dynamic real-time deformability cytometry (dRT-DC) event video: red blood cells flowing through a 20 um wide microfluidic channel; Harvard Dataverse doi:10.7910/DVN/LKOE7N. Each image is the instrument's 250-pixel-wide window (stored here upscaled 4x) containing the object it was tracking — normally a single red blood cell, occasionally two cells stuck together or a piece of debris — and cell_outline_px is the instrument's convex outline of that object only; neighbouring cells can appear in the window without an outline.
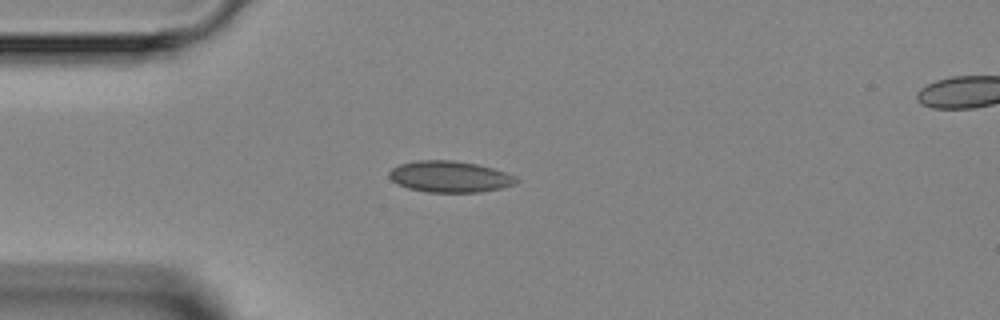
{"species": "Egyptian fruit bat (a non-hibernating species)", "species_latin": "Rousettus aegyptiacus", "temperature_condition": "room temperature", "stored_images_in_passage": 4, "camera_frame_rate_fps": 3000, "um_per_image_px": 0.085, "animal": {"sex": "female"}, "frame": {"image": 1, "passage_image": 4, "time_ms": 6.0, "image_size_px": [1000, 320], "cell_outline_px": [[520, 180], [516, 184], [500, 188], [476, 192], [428, 192], [408, 188], [396, 184], [388, 176], [388, 172], [392, 168], [400, 164], [416, 160], [452, 160], [476, 164], [492, 168], [516, 176]], "centroid_in_image_um": [38.21, 15.01], "position_along_channel_um": 46.8, "area_um2": 23.18}}